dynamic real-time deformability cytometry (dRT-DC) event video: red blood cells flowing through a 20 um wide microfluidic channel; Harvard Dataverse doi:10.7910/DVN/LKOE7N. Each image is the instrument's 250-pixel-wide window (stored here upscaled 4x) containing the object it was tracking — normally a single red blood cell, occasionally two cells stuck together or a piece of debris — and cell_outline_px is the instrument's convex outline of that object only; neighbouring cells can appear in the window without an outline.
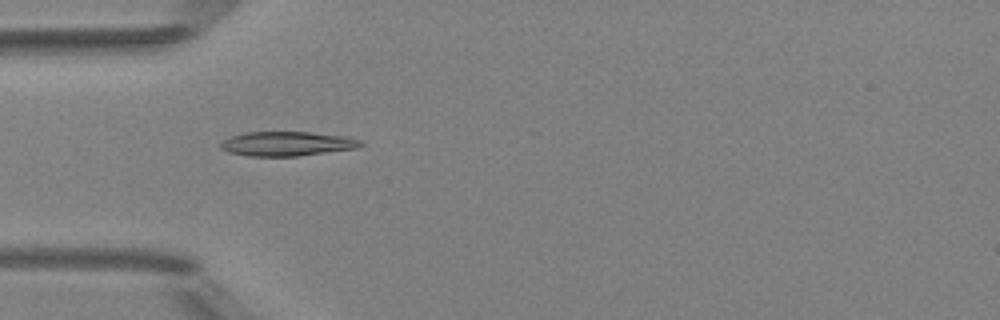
{"species": "Egyptian fruit bat (a non-hibernating species)", "species_latin": "Rousettus aegyptiacus", "temperature_condition": "room temperature", "stored_images_in_passage": 7, "camera_frame_rate_fps": 3000, "um_per_image_px": 0.085, "animal": {"sex": "female"}, "frame": {"image": 1, "passage_image": 5, "time_ms": 4.667, "image_size_px": [1000, 320], "cell_outline_px": [[364, 144], [360, 148], [296, 156], [248, 156], [228, 152], [220, 148], [220, 144], [224, 140], [232, 136], [244, 132], [312, 132], [344, 136], [360, 140]], "centroid_in_image_um": [24.41, 12.22], "position_along_channel_um": 60.6, "area_um2": 19.94}}
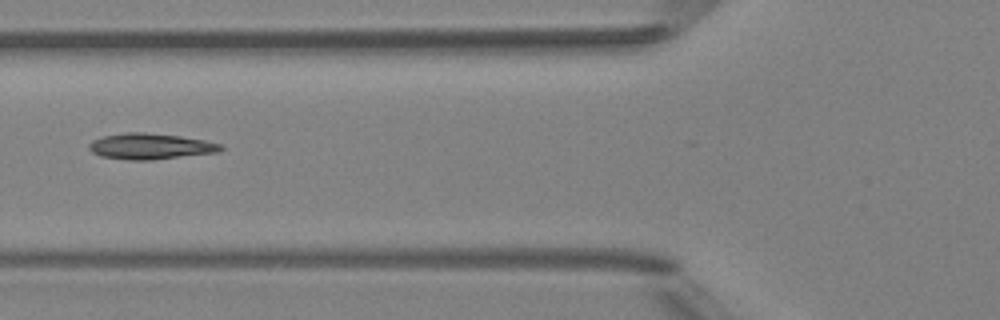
{"frame": {"image": 2, "passage_image": 6, "time_ms": 6.0, "image_size_px": [1000, 320], "cell_outline_px": [[224, 148], [220, 152], [152, 160], [128, 160], [100, 156], [92, 152], [88, 148], [88, 144], [92, 140], [104, 136], [124, 132], [144, 132], [180, 136], [204, 140], [224, 144]], "centroid_in_image_um": [12.8, 12.44], "position_along_channel_um": 113.0, "area_um2": 20.11}}